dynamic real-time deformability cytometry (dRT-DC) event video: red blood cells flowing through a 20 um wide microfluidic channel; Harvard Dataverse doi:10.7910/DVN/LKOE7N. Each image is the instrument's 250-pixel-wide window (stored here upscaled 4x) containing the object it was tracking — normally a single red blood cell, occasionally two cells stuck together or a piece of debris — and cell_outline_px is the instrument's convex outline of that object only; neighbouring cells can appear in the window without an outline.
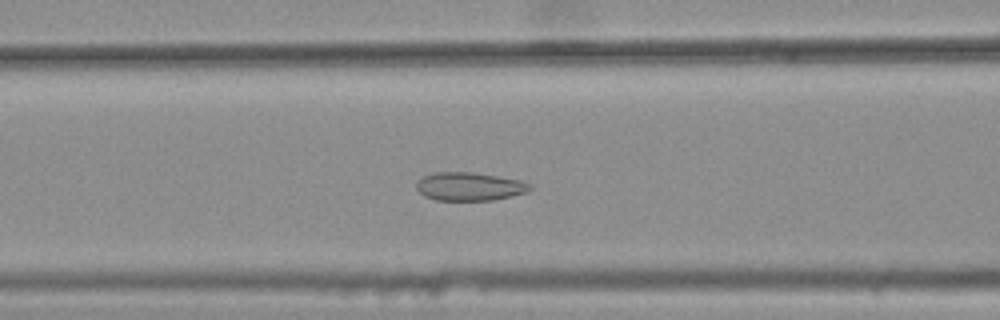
{"species": "common noctule bat (a hibernating species)", "species_latin": "Nyctalus noctula", "temperature_condition": "warm", "stored_images_in_passage": 44, "camera_frame_rate_fps": 3000, "um_per_image_px": 0.085, "animal": {"sex": "female", "body_mass_g": 25.1}, "frame": {"image": 1, "passage_image": 21, "time_ms": 6.667, "image_size_px": [1000, 320], "cell_outline_px": [[532, 188], [528, 192], [512, 196], [492, 200], [436, 200], [424, 196], [416, 188], [416, 184], [424, 176], [432, 172], [472, 172], [520, 180], [532, 184]], "centroid_in_image_um": [39.92, 15.85], "position_along_channel_um": 126.7, "area_um2": 18.73}}
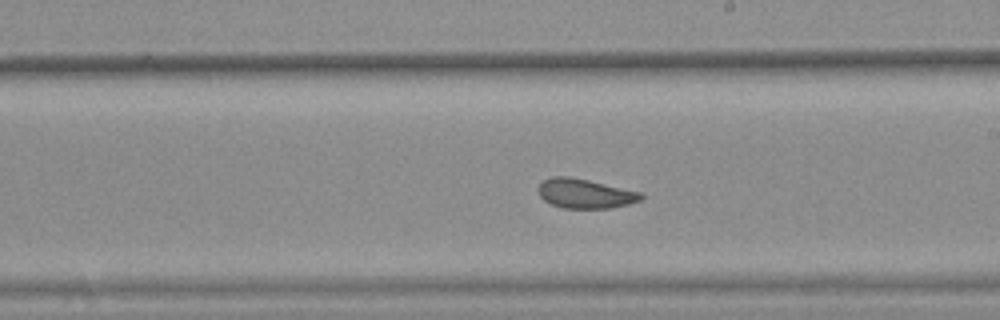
{"frame": {"image": 2, "passage_image": 30, "time_ms": 9.667, "image_size_px": [1000, 320], "cell_outline_px": [[644, 196], [640, 200], [628, 204], [608, 208], [564, 208], [552, 204], [544, 200], [536, 192], [540, 184], [544, 180], [552, 176], [568, 176], [588, 180], [644, 192]], "centroid_in_image_um": [49.74, 16.44], "position_along_channel_um": 239.3, "area_um2": 17.69}}
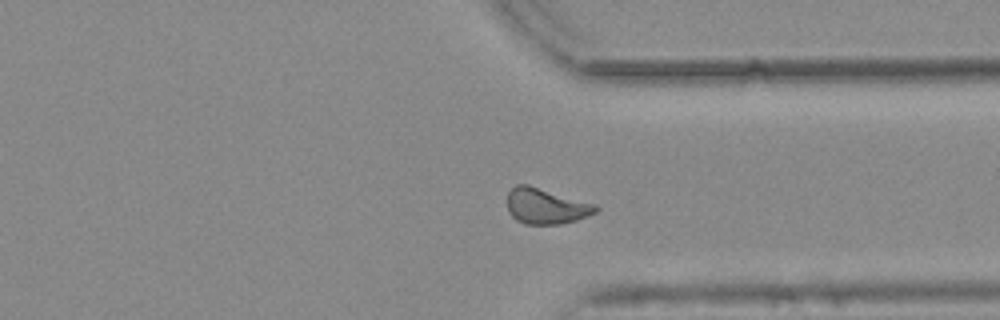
{"frame": {"image": 3, "passage_image": 40, "time_ms": 13.0, "image_size_px": [1000, 320], "cell_outline_px": [[600, 208], [596, 212], [588, 216], [576, 220], [560, 224], [524, 224], [516, 220], [508, 212], [508, 192], [516, 184], [528, 184], [596, 204]], "centroid_in_image_um": [46.41, 17.52], "position_along_channel_um": 365.0, "area_um2": 18.5}, "authors_computed_cell_mechanics": {"area_um2": 18.8428, "velocity_mm_per_s": 3.763, "shape_relaxation_time_tau1_ms": null, "shape_relaxation_time_tau2_ms": 0.8856, "deformation_change_tau1": null, "deformation_change_tau2": 0.0651}}